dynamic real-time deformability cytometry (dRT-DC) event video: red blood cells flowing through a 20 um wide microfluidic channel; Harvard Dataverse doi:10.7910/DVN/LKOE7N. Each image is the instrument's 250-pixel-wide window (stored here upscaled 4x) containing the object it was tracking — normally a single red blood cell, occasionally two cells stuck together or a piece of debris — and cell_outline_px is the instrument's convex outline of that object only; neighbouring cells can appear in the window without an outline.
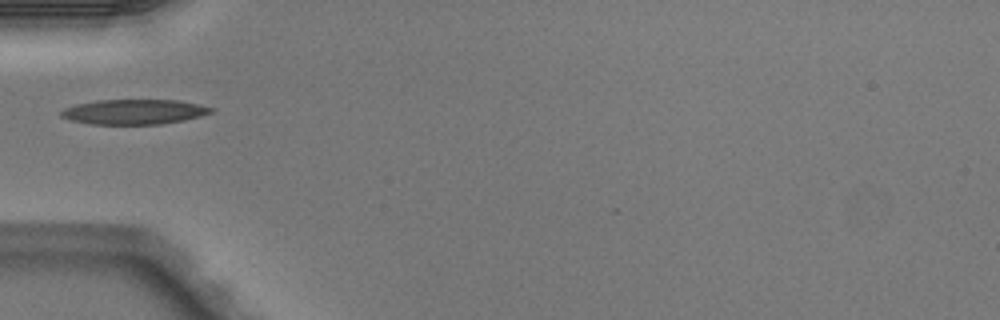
{"species": "Egyptian fruit bat (a non-hibernating species)", "species_latin": "Rousettus aegyptiacus", "temperature_condition": "warm", "stored_images_in_passage": 1, "camera_frame_rate_fps": 3000, "um_per_image_px": 0.085, "animal": {"sex": "male"}, "frame": {"image": 1, "passage_image": 1, "time_ms": 0.0, "image_size_px": [1000, 320], "cell_outline_px": [[216, 108], [212, 112], [200, 116], [184, 120], [160, 124], [92, 124], [72, 120], [60, 116], [60, 112], [64, 108], [76, 104], [100, 100], [180, 100]], "centroid_in_image_um": [11.42, 9.5], "position_along_channel_um": 73.6, "area_um2": 21.73}}